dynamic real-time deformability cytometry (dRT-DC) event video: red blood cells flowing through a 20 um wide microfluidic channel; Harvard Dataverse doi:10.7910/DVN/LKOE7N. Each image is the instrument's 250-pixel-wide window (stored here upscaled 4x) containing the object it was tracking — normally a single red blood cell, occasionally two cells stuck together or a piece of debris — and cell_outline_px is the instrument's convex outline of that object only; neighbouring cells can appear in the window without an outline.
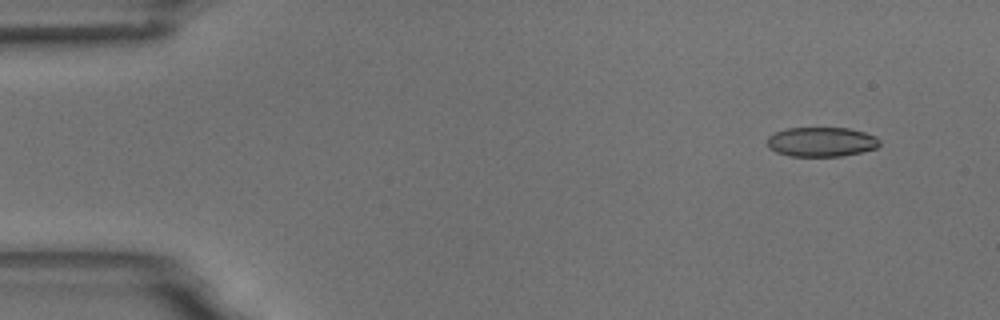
{"species": "common noctule bat (a hibernating species)", "species_latin": "Nyctalus noctula", "temperature_condition": "room temperature", "stored_images_in_passage": 5, "camera_frame_rate_fps": 3000, "um_per_image_px": 0.085, "animal": {"sex": "male", "body_mass_g": 18.8}, "frame": {"image": 1, "passage_image": 2, "time_ms": 0.333, "image_size_px": [1000, 320], "cell_outline_px": [[880, 144], [876, 148], [860, 152], [840, 156], [788, 156], [776, 152], [768, 148], [768, 136], [776, 132], [788, 128], [848, 128], [864, 132], [876, 136], [880, 140]], "centroid_in_image_um": [69.81, 12.06], "position_along_channel_um": 15.2, "area_um2": 19.31}}
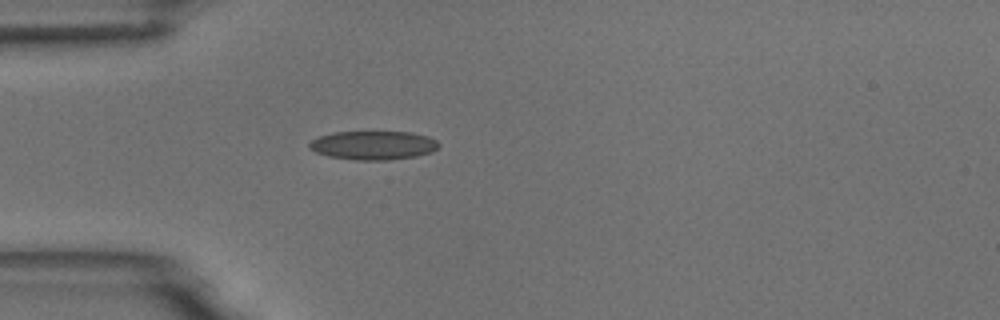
{"frame": {"image": 2, "passage_image": 5, "time_ms": 4.0, "image_size_px": [1000, 320], "cell_outline_px": [[440, 144], [432, 152], [416, 156], [388, 160], [356, 160], [328, 156], [316, 152], [308, 148], [308, 144], [312, 140], [320, 136], [332, 132], [412, 132], [428, 136], [436, 140]], "centroid_in_image_um": [31.73, 12.35], "position_along_channel_um": 53.3, "area_um2": 21.73}}